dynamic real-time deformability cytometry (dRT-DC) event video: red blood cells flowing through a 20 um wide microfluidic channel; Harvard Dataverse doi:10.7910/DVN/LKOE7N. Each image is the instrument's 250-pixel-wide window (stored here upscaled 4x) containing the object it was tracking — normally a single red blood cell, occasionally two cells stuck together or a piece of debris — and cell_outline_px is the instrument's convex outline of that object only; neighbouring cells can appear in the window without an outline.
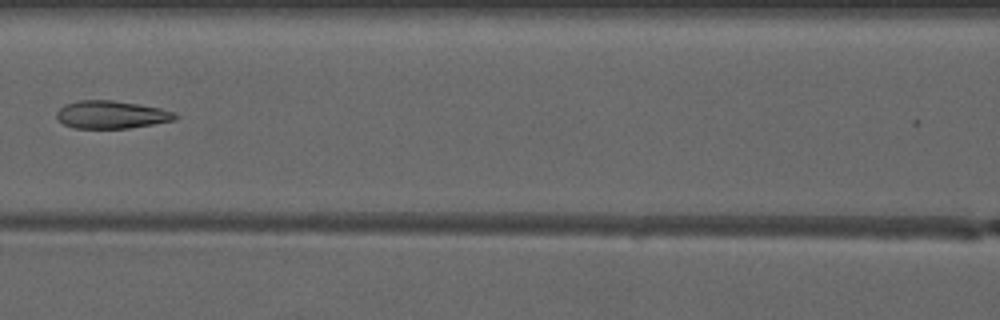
{"species": "common noctule bat (a hibernating species)", "species_latin": "Nyctalus noctula", "temperature_condition": "warm", "stored_images_in_passage": 6, "camera_frame_rate_fps": 3000, "um_per_image_px": 0.085, "animal": {"sex": "male", "forearm_length_mm": 52.5}, "frame": {"image": 1, "passage_image": 6, "time_ms": 6.667, "image_size_px": [1000, 320], "cell_outline_px": [[180, 116], [176, 120], [128, 128], [72, 128], [64, 124], [56, 116], [56, 112], [64, 104], [80, 100], [112, 100], [140, 104], [160, 108], [176, 112]], "centroid_in_image_um": [9.5, 9.74], "position_along_channel_um": 157.1, "area_um2": 19.31}}